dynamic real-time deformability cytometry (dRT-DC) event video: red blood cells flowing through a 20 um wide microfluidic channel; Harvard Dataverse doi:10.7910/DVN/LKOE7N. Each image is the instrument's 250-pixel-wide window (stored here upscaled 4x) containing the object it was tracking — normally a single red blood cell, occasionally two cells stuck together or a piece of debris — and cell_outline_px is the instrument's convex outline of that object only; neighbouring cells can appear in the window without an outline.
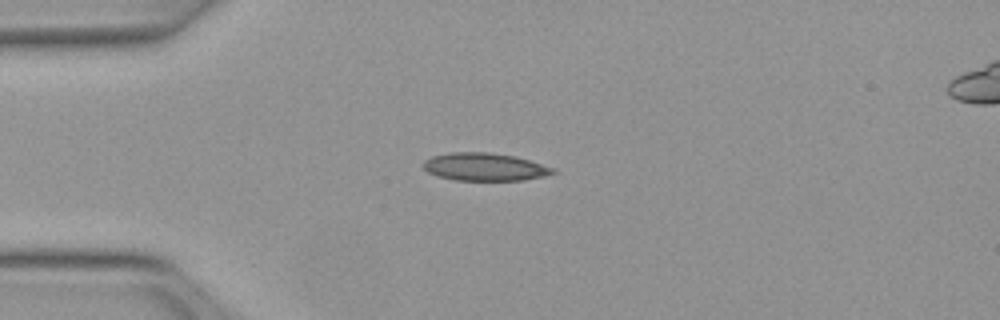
{"species": "Egyptian fruit bat (a non-hibernating species)", "species_latin": "Rousettus aegyptiacus", "temperature_condition": "warm", "stored_images_in_passage": 22, "camera_frame_rate_fps": 3000, "um_per_image_px": 0.085, "animal": {"sex": "female"}, "frame": {"image": 1, "passage_image": 1, "time_ms": 0.0, "image_size_px": [1000, 320], "cell_outline_px": [[556, 172], [544, 176], [524, 180], [456, 180], [440, 176], [428, 172], [420, 164], [424, 160], [432, 156], [452, 152], [488, 152], [516, 156], [556, 168]], "centroid_in_image_um": [41.21, 14.18], "position_along_channel_um": 43.8, "area_um2": 21.04}}
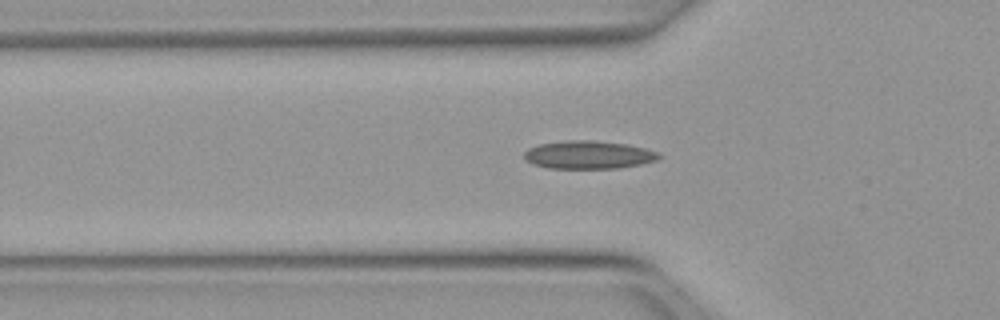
{"frame": {"image": 2, "passage_image": 5, "time_ms": 1.333, "image_size_px": [1000, 320], "cell_outline_px": [[660, 156], [656, 160], [640, 164], [620, 168], [548, 168], [532, 164], [524, 156], [524, 152], [528, 148], [540, 144], [568, 140], [596, 140], [628, 144], [660, 152]], "centroid_in_image_um": [50.03, 13.15], "position_along_channel_um": 75.8, "area_um2": 22.02}}
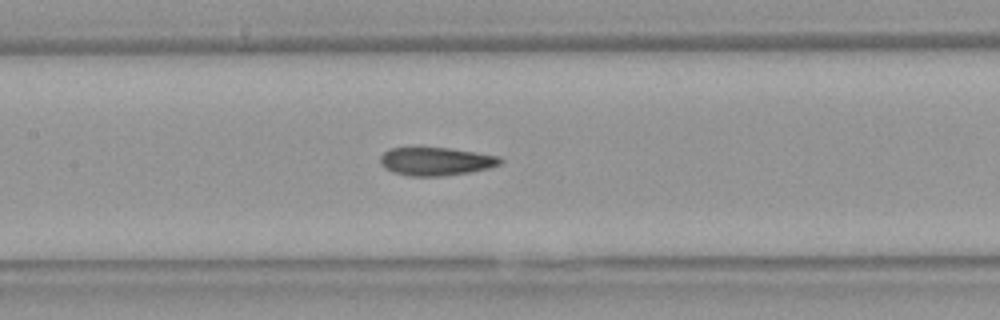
{"frame": {"image": 3, "passage_image": 12, "time_ms": 3.667, "image_size_px": [1000, 320], "cell_outline_px": [[504, 160], [500, 164], [488, 168], [468, 172], [440, 176], [412, 176], [392, 172], [384, 168], [380, 164], [380, 156], [388, 148], [448, 148], [476, 152], [500, 156]], "centroid_in_image_um": [37.04, 13.71], "position_along_channel_um": 170.4, "area_um2": 19.65}}